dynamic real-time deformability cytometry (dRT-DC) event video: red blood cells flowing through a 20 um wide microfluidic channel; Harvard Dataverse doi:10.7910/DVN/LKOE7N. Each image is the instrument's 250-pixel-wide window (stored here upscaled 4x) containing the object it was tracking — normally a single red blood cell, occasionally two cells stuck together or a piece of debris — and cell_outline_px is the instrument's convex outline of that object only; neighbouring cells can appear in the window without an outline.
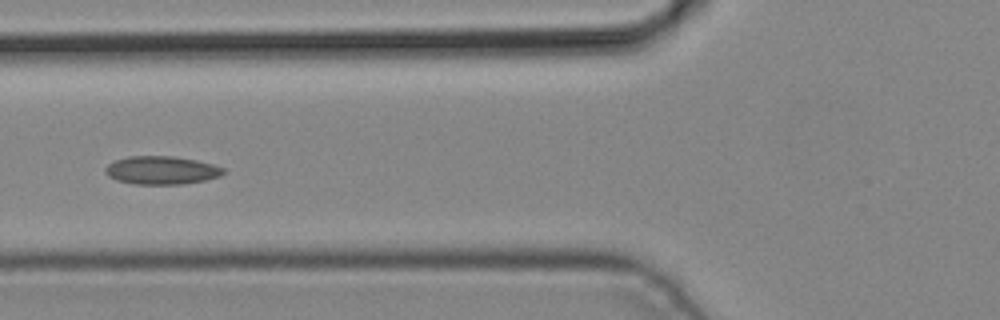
{"species": "common noctule bat (a hibernating species)", "species_latin": "Nyctalus noctula", "temperature_condition": "cold", "stored_images_in_passage": 5, "camera_frame_rate_fps": 3000, "um_per_image_px": 0.085, "animal": {"sex": "male", "body_mass_g": 19.2, "forearm_length_mm": 51.8}, "frame": {"image": 1, "passage_image": 5, "time_ms": 1.333, "image_size_px": [1000, 320], "cell_outline_px": [[224, 172], [220, 176], [204, 180], [180, 184], [136, 184], [116, 180], [108, 176], [104, 172], [104, 168], [108, 164], [116, 160], [128, 156], [172, 156], [196, 160], [212, 164], [224, 168]], "centroid_in_image_um": [13.69, 14.47], "position_along_channel_um": 112.1, "area_um2": 19.31}}